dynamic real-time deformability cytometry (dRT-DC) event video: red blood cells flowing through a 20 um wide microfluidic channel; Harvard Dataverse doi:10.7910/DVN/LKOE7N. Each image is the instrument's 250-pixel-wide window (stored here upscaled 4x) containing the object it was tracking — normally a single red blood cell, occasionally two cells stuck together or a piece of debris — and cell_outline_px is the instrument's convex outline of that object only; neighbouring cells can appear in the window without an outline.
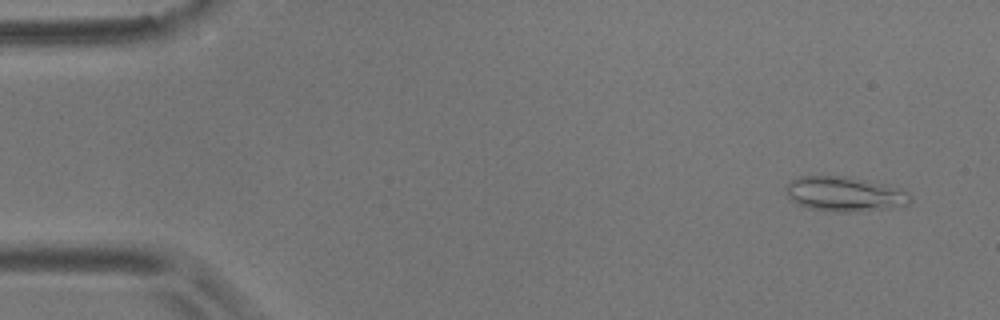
{"species": "common noctule bat (a hibernating species)", "species_latin": "Nyctalus noctula", "temperature_condition": "room temperature", "stored_images_in_passage": 8, "camera_frame_rate_fps": 3000, "um_per_image_px": 0.085, "animal": {"sex": "male", "body_mass_g": 17.9}, "frame": {"image": 1, "passage_image": 1, "time_ms": 0.0, "image_size_px": [1000, 320], "cell_outline_px": [[912, 200], [908, 204], [888, 208], [848, 212], [836, 212], [808, 208], [792, 200], [788, 196], [784, 188], [792, 180], [800, 176], [848, 176], [900, 188], [908, 192], [912, 196]], "centroid_in_image_um": [71.8, 16.49], "position_along_channel_um": 13.2, "area_um2": 25.09}}
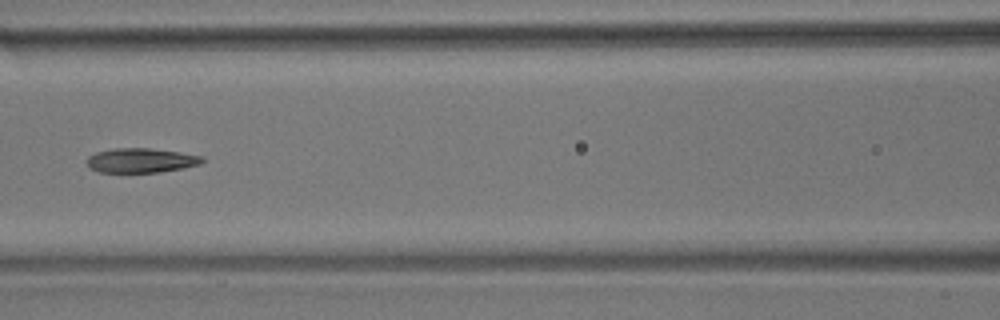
{"frame": {"image": 2, "passage_image": 7, "time_ms": 2.0, "image_size_px": [1000, 320], "cell_outline_px": [[204, 160], [200, 164], [184, 168], [160, 172], [100, 172], [88, 168], [88, 156], [96, 152], [112, 148], [148, 148], [180, 152], [204, 156]], "centroid_in_image_um": [12.0, 13.63], "position_along_channel_um": 154.6, "area_um2": 16.53}}
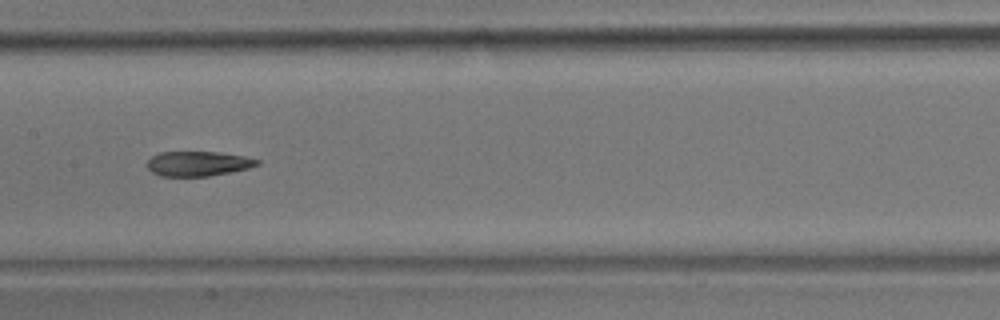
{"frame": {"image": 3, "passage_image": 8, "time_ms": 2.333, "image_size_px": [1000, 320], "cell_outline_px": [[260, 164], [248, 168], [208, 176], [160, 176], [152, 172], [148, 168], [148, 160], [152, 156], [160, 152], [216, 152], [244, 156], [260, 160]], "centroid_in_image_um": [16.83, 13.91], "position_along_channel_um": 190.6, "area_um2": 15.72}}